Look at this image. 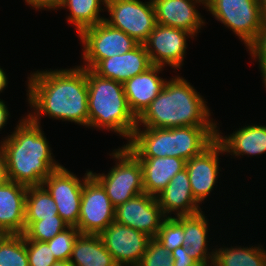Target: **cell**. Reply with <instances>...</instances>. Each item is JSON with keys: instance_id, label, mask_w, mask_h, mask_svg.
I'll return each mask as SVG.
<instances>
[{"instance_id": "6da1fadb", "label": "cell", "mask_w": 266, "mask_h": 266, "mask_svg": "<svg viewBox=\"0 0 266 266\" xmlns=\"http://www.w3.org/2000/svg\"><path fill=\"white\" fill-rule=\"evenodd\" d=\"M27 78V102L33 113L27 116L41 125V118L74 122L88 127L86 68L37 70ZM41 117V118H40Z\"/></svg>"}, {"instance_id": "7a4b0ae2", "label": "cell", "mask_w": 266, "mask_h": 266, "mask_svg": "<svg viewBox=\"0 0 266 266\" xmlns=\"http://www.w3.org/2000/svg\"><path fill=\"white\" fill-rule=\"evenodd\" d=\"M16 126L0 142L7 180L27 187L42 185L62 165L53 158L52 148L39 124L26 115Z\"/></svg>"}, {"instance_id": "3957f363", "label": "cell", "mask_w": 266, "mask_h": 266, "mask_svg": "<svg viewBox=\"0 0 266 266\" xmlns=\"http://www.w3.org/2000/svg\"><path fill=\"white\" fill-rule=\"evenodd\" d=\"M206 103L190 82L175 75L137 118V127L217 126Z\"/></svg>"}, {"instance_id": "277c9868", "label": "cell", "mask_w": 266, "mask_h": 266, "mask_svg": "<svg viewBox=\"0 0 266 266\" xmlns=\"http://www.w3.org/2000/svg\"><path fill=\"white\" fill-rule=\"evenodd\" d=\"M217 126L136 127L127 144L136 157H178L188 161L216 139Z\"/></svg>"}, {"instance_id": "5b68a950", "label": "cell", "mask_w": 266, "mask_h": 266, "mask_svg": "<svg viewBox=\"0 0 266 266\" xmlns=\"http://www.w3.org/2000/svg\"><path fill=\"white\" fill-rule=\"evenodd\" d=\"M86 74L88 128L112 131L129 142L137 127V118L128 106L123 83L103 78L88 68Z\"/></svg>"}, {"instance_id": "8992f818", "label": "cell", "mask_w": 266, "mask_h": 266, "mask_svg": "<svg viewBox=\"0 0 266 266\" xmlns=\"http://www.w3.org/2000/svg\"><path fill=\"white\" fill-rule=\"evenodd\" d=\"M110 155L116 161L111 170L107 174L91 171V175L103 186L116 208L145 192L143 171L138 158L125 145L114 149Z\"/></svg>"}, {"instance_id": "52a82bcc", "label": "cell", "mask_w": 266, "mask_h": 266, "mask_svg": "<svg viewBox=\"0 0 266 266\" xmlns=\"http://www.w3.org/2000/svg\"><path fill=\"white\" fill-rule=\"evenodd\" d=\"M207 11L248 48L262 29L260 0H211Z\"/></svg>"}, {"instance_id": "ba28073f", "label": "cell", "mask_w": 266, "mask_h": 266, "mask_svg": "<svg viewBox=\"0 0 266 266\" xmlns=\"http://www.w3.org/2000/svg\"><path fill=\"white\" fill-rule=\"evenodd\" d=\"M83 45L81 67L92 69L100 60L122 55L139 43L122 30L111 27L105 21L82 30L78 34Z\"/></svg>"}, {"instance_id": "9c48e42d", "label": "cell", "mask_w": 266, "mask_h": 266, "mask_svg": "<svg viewBox=\"0 0 266 266\" xmlns=\"http://www.w3.org/2000/svg\"><path fill=\"white\" fill-rule=\"evenodd\" d=\"M104 9L109 13L104 21L138 43L143 44L157 24L152 0H106Z\"/></svg>"}, {"instance_id": "30bf717a", "label": "cell", "mask_w": 266, "mask_h": 266, "mask_svg": "<svg viewBox=\"0 0 266 266\" xmlns=\"http://www.w3.org/2000/svg\"><path fill=\"white\" fill-rule=\"evenodd\" d=\"M90 176L91 171L87 170L81 179L62 165L43 181L42 185L55 201L58 215L68 226L77 227L83 185Z\"/></svg>"}, {"instance_id": "8fae6325", "label": "cell", "mask_w": 266, "mask_h": 266, "mask_svg": "<svg viewBox=\"0 0 266 266\" xmlns=\"http://www.w3.org/2000/svg\"><path fill=\"white\" fill-rule=\"evenodd\" d=\"M115 221V207L103 186L91 175L83 185L77 229L81 234L100 235Z\"/></svg>"}, {"instance_id": "7c38bea8", "label": "cell", "mask_w": 266, "mask_h": 266, "mask_svg": "<svg viewBox=\"0 0 266 266\" xmlns=\"http://www.w3.org/2000/svg\"><path fill=\"white\" fill-rule=\"evenodd\" d=\"M188 38L192 39L194 36L183 29L156 24L143 44L152 65L161 67L168 65L174 70H181Z\"/></svg>"}, {"instance_id": "4fadbf2b", "label": "cell", "mask_w": 266, "mask_h": 266, "mask_svg": "<svg viewBox=\"0 0 266 266\" xmlns=\"http://www.w3.org/2000/svg\"><path fill=\"white\" fill-rule=\"evenodd\" d=\"M100 237L118 266H137L152 239L145 233L116 221Z\"/></svg>"}, {"instance_id": "5bb4252c", "label": "cell", "mask_w": 266, "mask_h": 266, "mask_svg": "<svg viewBox=\"0 0 266 266\" xmlns=\"http://www.w3.org/2000/svg\"><path fill=\"white\" fill-rule=\"evenodd\" d=\"M155 196L139 194L115 208V221L155 238L165 220Z\"/></svg>"}, {"instance_id": "9a60e30c", "label": "cell", "mask_w": 266, "mask_h": 266, "mask_svg": "<svg viewBox=\"0 0 266 266\" xmlns=\"http://www.w3.org/2000/svg\"><path fill=\"white\" fill-rule=\"evenodd\" d=\"M224 150L221 144L215 139L199 155H196L186 161L185 168L188 172L192 195L200 204L208 198L209 194L214 191L219 171V154Z\"/></svg>"}, {"instance_id": "2e32d148", "label": "cell", "mask_w": 266, "mask_h": 266, "mask_svg": "<svg viewBox=\"0 0 266 266\" xmlns=\"http://www.w3.org/2000/svg\"><path fill=\"white\" fill-rule=\"evenodd\" d=\"M157 24L183 29L197 36L205 21L193 0H152Z\"/></svg>"}, {"instance_id": "e0dca14e", "label": "cell", "mask_w": 266, "mask_h": 266, "mask_svg": "<svg viewBox=\"0 0 266 266\" xmlns=\"http://www.w3.org/2000/svg\"><path fill=\"white\" fill-rule=\"evenodd\" d=\"M152 66L144 44L139 43L132 50L100 60L91 70L103 77L121 83L143 73Z\"/></svg>"}, {"instance_id": "ac0fdd59", "label": "cell", "mask_w": 266, "mask_h": 266, "mask_svg": "<svg viewBox=\"0 0 266 266\" xmlns=\"http://www.w3.org/2000/svg\"><path fill=\"white\" fill-rule=\"evenodd\" d=\"M164 67L152 65L143 73L136 75L123 83L128 106L136 118H138L150 103L163 90L167 78L159 75Z\"/></svg>"}, {"instance_id": "d6986e66", "label": "cell", "mask_w": 266, "mask_h": 266, "mask_svg": "<svg viewBox=\"0 0 266 266\" xmlns=\"http://www.w3.org/2000/svg\"><path fill=\"white\" fill-rule=\"evenodd\" d=\"M27 188L9 180L0 185V235L24 233Z\"/></svg>"}, {"instance_id": "ffe728a7", "label": "cell", "mask_w": 266, "mask_h": 266, "mask_svg": "<svg viewBox=\"0 0 266 266\" xmlns=\"http://www.w3.org/2000/svg\"><path fill=\"white\" fill-rule=\"evenodd\" d=\"M165 217L193 215L202 211L200 204L192 195L188 172L183 169L156 196ZM173 212V213H172Z\"/></svg>"}, {"instance_id": "44dd1931", "label": "cell", "mask_w": 266, "mask_h": 266, "mask_svg": "<svg viewBox=\"0 0 266 266\" xmlns=\"http://www.w3.org/2000/svg\"><path fill=\"white\" fill-rule=\"evenodd\" d=\"M217 126L216 140L221 144L224 154L241 158L244 155L258 156L266 153V125L253 124L243 126L230 135L222 136Z\"/></svg>"}, {"instance_id": "7402d4cb", "label": "cell", "mask_w": 266, "mask_h": 266, "mask_svg": "<svg viewBox=\"0 0 266 266\" xmlns=\"http://www.w3.org/2000/svg\"><path fill=\"white\" fill-rule=\"evenodd\" d=\"M208 221L203 211L183 216L185 253L201 266H212L214 258V248L208 249Z\"/></svg>"}, {"instance_id": "603a6c76", "label": "cell", "mask_w": 266, "mask_h": 266, "mask_svg": "<svg viewBox=\"0 0 266 266\" xmlns=\"http://www.w3.org/2000/svg\"><path fill=\"white\" fill-rule=\"evenodd\" d=\"M142 166L145 193L157 196L183 169L186 161L178 157H137Z\"/></svg>"}, {"instance_id": "cb8c5ba5", "label": "cell", "mask_w": 266, "mask_h": 266, "mask_svg": "<svg viewBox=\"0 0 266 266\" xmlns=\"http://www.w3.org/2000/svg\"><path fill=\"white\" fill-rule=\"evenodd\" d=\"M69 262L73 266H118L105 248L100 235L92 234L78 236Z\"/></svg>"}, {"instance_id": "d4e9b609", "label": "cell", "mask_w": 266, "mask_h": 266, "mask_svg": "<svg viewBox=\"0 0 266 266\" xmlns=\"http://www.w3.org/2000/svg\"><path fill=\"white\" fill-rule=\"evenodd\" d=\"M214 248L212 266H266V250L259 246Z\"/></svg>"}, {"instance_id": "484cf974", "label": "cell", "mask_w": 266, "mask_h": 266, "mask_svg": "<svg viewBox=\"0 0 266 266\" xmlns=\"http://www.w3.org/2000/svg\"><path fill=\"white\" fill-rule=\"evenodd\" d=\"M102 5H106V0H63L58 9H68L67 21L73 24L79 34L82 30L99 24L105 20L100 16L103 10Z\"/></svg>"}, {"instance_id": "4316f807", "label": "cell", "mask_w": 266, "mask_h": 266, "mask_svg": "<svg viewBox=\"0 0 266 266\" xmlns=\"http://www.w3.org/2000/svg\"><path fill=\"white\" fill-rule=\"evenodd\" d=\"M58 215L57 206L43 185L27 188L25 200V222H35L42 218Z\"/></svg>"}, {"instance_id": "83f0119b", "label": "cell", "mask_w": 266, "mask_h": 266, "mask_svg": "<svg viewBox=\"0 0 266 266\" xmlns=\"http://www.w3.org/2000/svg\"><path fill=\"white\" fill-rule=\"evenodd\" d=\"M0 266H29L23 234L0 235Z\"/></svg>"}, {"instance_id": "f1b7e54d", "label": "cell", "mask_w": 266, "mask_h": 266, "mask_svg": "<svg viewBox=\"0 0 266 266\" xmlns=\"http://www.w3.org/2000/svg\"><path fill=\"white\" fill-rule=\"evenodd\" d=\"M67 227L68 225L59 215H54V218H42V220L35 222H25L23 236L27 240L47 242Z\"/></svg>"}, {"instance_id": "f546056e", "label": "cell", "mask_w": 266, "mask_h": 266, "mask_svg": "<svg viewBox=\"0 0 266 266\" xmlns=\"http://www.w3.org/2000/svg\"><path fill=\"white\" fill-rule=\"evenodd\" d=\"M155 239L170 252L184 246L183 216L166 217Z\"/></svg>"}, {"instance_id": "4dcf8cb0", "label": "cell", "mask_w": 266, "mask_h": 266, "mask_svg": "<svg viewBox=\"0 0 266 266\" xmlns=\"http://www.w3.org/2000/svg\"><path fill=\"white\" fill-rule=\"evenodd\" d=\"M81 232L75 226H68L46 243L57 261H69L74 243Z\"/></svg>"}, {"instance_id": "1f68e13d", "label": "cell", "mask_w": 266, "mask_h": 266, "mask_svg": "<svg viewBox=\"0 0 266 266\" xmlns=\"http://www.w3.org/2000/svg\"><path fill=\"white\" fill-rule=\"evenodd\" d=\"M137 266H173V258L170 251L152 238Z\"/></svg>"}, {"instance_id": "d6a6232c", "label": "cell", "mask_w": 266, "mask_h": 266, "mask_svg": "<svg viewBox=\"0 0 266 266\" xmlns=\"http://www.w3.org/2000/svg\"><path fill=\"white\" fill-rule=\"evenodd\" d=\"M29 266H52L57 260L46 242L27 240Z\"/></svg>"}, {"instance_id": "836d02e7", "label": "cell", "mask_w": 266, "mask_h": 266, "mask_svg": "<svg viewBox=\"0 0 266 266\" xmlns=\"http://www.w3.org/2000/svg\"><path fill=\"white\" fill-rule=\"evenodd\" d=\"M247 49L250 56L258 61L261 72L266 68V21L263 22L262 29L259 31L254 42Z\"/></svg>"}, {"instance_id": "e575fe53", "label": "cell", "mask_w": 266, "mask_h": 266, "mask_svg": "<svg viewBox=\"0 0 266 266\" xmlns=\"http://www.w3.org/2000/svg\"><path fill=\"white\" fill-rule=\"evenodd\" d=\"M173 266H201L195 259L185 253V246L171 251Z\"/></svg>"}, {"instance_id": "d590c367", "label": "cell", "mask_w": 266, "mask_h": 266, "mask_svg": "<svg viewBox=\"0 0 266 266\" xmlns=\"http://www.w3.org/2000/svg\"><path fill=\"white\" fill-rule=\"evenodd\" d=\"M27 3V6L32 7L33 9H48V10H58V7L63 0H24Z\"/></svg>"}, {"instance_id": "8d00e7d4", "label": "cell", "mask_w": 266, "mask_h": 266, "mask_svg": "<svg viewBox=\"0 0 266 266\" xmlns=\"http://www.w3.org/2000/svg\"><path fill=\"white\" fill-rule=\"evenodd\" d=\"M10 112L8 111V107L5 102L0 99V131L6 126L7 121L9 119Z\"/></svg>"}, {"instance_id": "74e56055", "label": "cell", "mask_w": 266, "mask_h": 266, "mask_svg": "<svg viewBox=\"0 0 266 266\" xmlns=\"http://www.w3.org/2000/svg\"><path fill=\"white\" fill-rule=\"evenodd\" d=\"M7 180L6 170H5V157L3 150L0 146V185H2Z\"/></svg>"}, {"instance_id": "f35d334b", "label": "cell", "mask_w": 266, "mask_h": 266, "mask_svg": "<svg viewBox=\"0 0 266 266\" xmlns=\"http://www.w3.org/2000/svg\"><path fill=\"white\" fill-rule=\"evenodd\" d=\"M8 87V78L6 72L0 67V93Z\"/></svg>"}, {"instance_id": "ab89813d", "label": "cell", "mask_w": 266, "mask_h": 266, "mask_svg": "<svg viewBox=\"0 0 266 266\" xmlns=\"http://www.w3.org/2000/svg\"><path fill=\"white\" fill-rule=\"evenodd\" d=\"M261 15L263 21H266V0H260Z\"/></svg>"}, {"instance_id": "60d3db41", "label": "cell", "mask_w": 266, "mask_h": 266, "mask_svg": "<svg viewBox=\"0 0 266 266\" xmlns=\"http://www.w3.org/2000/svg\"><path fill=\"white\" fill-rule=\"evenodd\" d=\"M52 266H73L69 261H56Z\"/></svg>"}, {"instance_id": "b9f144b4", "label": "cell", "mask_w": 266, "mask_h": 266, "mask_svg": "<svg viewBox=\"0 0 266 266\" xmlns=\"http://www.w3.org/2000/svg\"><path fill=\"white\" fill-rule=\"evenodd\" d=\"M199 4H202L203 8L207 9L211 0H193Z\"/></svg>"}, {"instance_id": "7bdbcfd3", "label": "cell", "mask_w": 266, "mask_h": 266, "mask_svg": "<svg viewBox=\"0 0 266 266\" xmlns=\"http://www.w3.org/2000/svg\"><path fill=\"white\" fill-rule=\"evenodd\" d=\"M260 73L263 79L262 81L264 83V87L266 88V68H264Z\"/></svg>"}]
</instances>
